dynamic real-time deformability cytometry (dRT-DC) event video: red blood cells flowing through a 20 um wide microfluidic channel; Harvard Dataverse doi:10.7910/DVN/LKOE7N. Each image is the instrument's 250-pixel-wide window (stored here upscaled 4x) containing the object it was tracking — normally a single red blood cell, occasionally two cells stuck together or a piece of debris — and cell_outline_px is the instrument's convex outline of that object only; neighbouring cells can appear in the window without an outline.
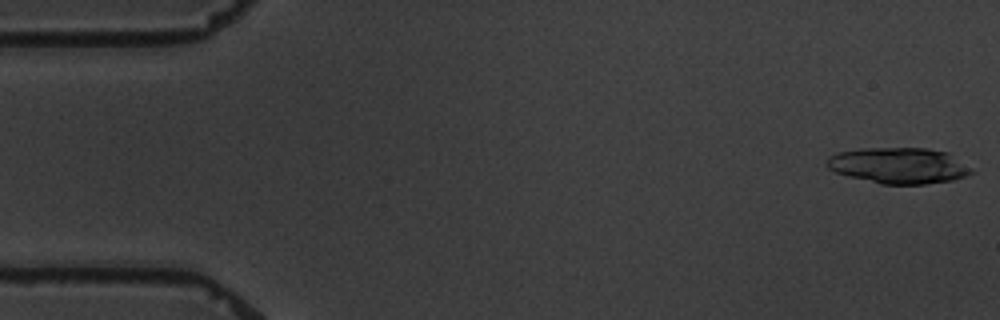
{"species": "common noctule bat (a hibernating species)", "species_latin": "Nyctalus noctula", "temperature_condition": "warm", "stored_images_in_passage": 4, "camera_frame_rate_fps": 3000, "um_per_image_px": 0.085, "animal": {"sex": "male", "body_mass_g": 19.5, "forearm_length_mm": 54.6}, "frame": {"image": 1, "passage_image": 1, "time_ms": 0.0, "image_size_px": [1000, 320], "cell_outline_px": [[976, 172], [968, 176], [952, 180], [924, 184], [880, 184], [848, 176], [836, 172], [828, 168], [824, 164], [824, 160], [828, 156], [840, 152], [860, 148], [928, 148], [948, 152], [972, 168]], "centroid_in_image_um": [76.4, 14.07], "position_along_channel_um": 8.6, "area_um2": 30.63}}